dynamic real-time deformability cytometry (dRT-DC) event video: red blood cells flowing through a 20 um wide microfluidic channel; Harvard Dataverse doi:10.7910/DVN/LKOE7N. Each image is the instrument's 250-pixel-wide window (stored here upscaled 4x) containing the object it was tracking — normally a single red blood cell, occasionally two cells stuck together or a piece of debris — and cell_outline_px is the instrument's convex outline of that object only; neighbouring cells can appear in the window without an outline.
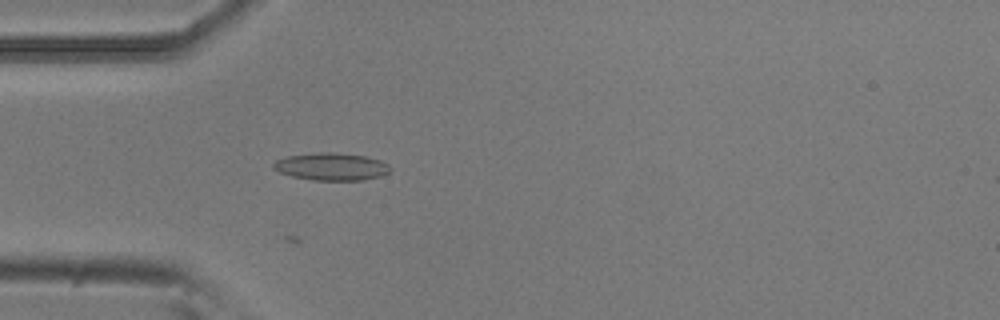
{"species": "common noctule bat (a hibernating species)", "species_latin": "Nyctalus noctula", "temperature_condition": "room temperature", "stored_images_in_passage": 11, "camera_frame_rate_fps": 3000, "um_per_image_px": 0.085, "animal": {"sex": "male", "body_mass_g": 20.5, "forearm_length_mm": 52.5}, "frame": {"image": 1, "passage_image": 2, "time_ms": 0.333, "image_size_px": [1000, 320], "cell_outline_px": [[392, 168], [388, 172], [380, 176], [364, 180], [312, 180], [292, 176], [280, 172], [272, 168], [272, 164], [276, 160], [288, 156], [320, 152], [332, 152], [368, 156], [380, 160], [388, 164]], "centroid_in_image_um": [28.18, 14.16], "position_along_channel_um": 56.8, "area_um2": 18.73}}
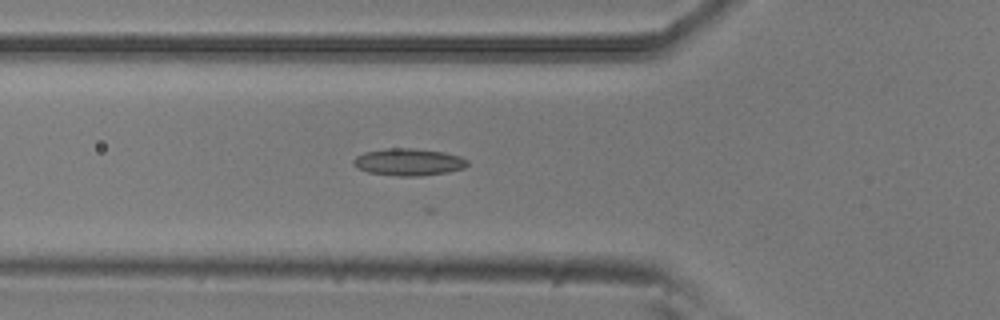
{"frame": {"image": 2, "passage_image": 5, "time_ms": 1.333, "image_size_px": [1000, 320], "cell_outline_px": [[468, 164], [464, 168], [448, 172], [420, 176], [396, 176], [368, 172], [356, 168], [352, 164], [352, 160], [356, 156], [364, 152], [384, 148], [412, 148], [444, 152], [460, 156], [468, 160]], "centroid_in_image_um": [34.7, 13.77], "position_along_channel_um": 91.1, "area_um2": 18.21}}
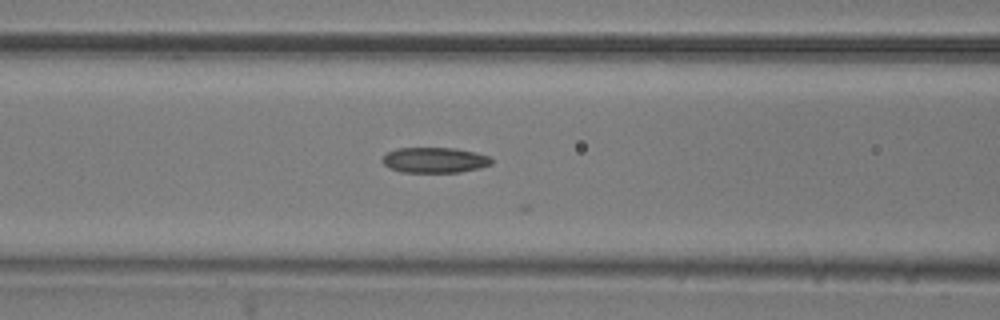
{"frame": {"image": 3, "passage_image": 8, "time_ms": 2.333, "image_size_px": [1000, 320], "cell_outline_px": [[492, 164], [480, 168], [460, 172], [400, 172], [388, 168], [380, 160], [388, 152], [396, 148], [456, 148], [492, 156]], "centroid_in_image_um": [36.95, 13.61], "position_along_channel_um": 129.7, "area_um2": 16.36}}